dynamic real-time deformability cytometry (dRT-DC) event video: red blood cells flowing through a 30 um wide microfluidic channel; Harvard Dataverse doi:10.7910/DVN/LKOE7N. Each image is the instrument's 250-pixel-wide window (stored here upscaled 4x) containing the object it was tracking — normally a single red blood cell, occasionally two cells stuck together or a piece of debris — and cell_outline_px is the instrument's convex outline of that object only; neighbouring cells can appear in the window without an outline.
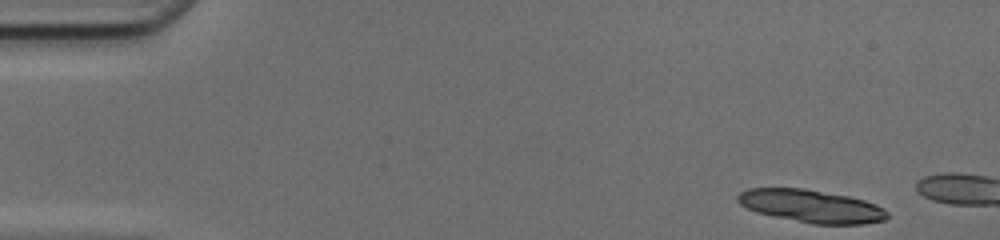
{"species": "common noctule bat (a hibernating species)", "species_latin": "Nyctalus noctula", "temperature_condition": "cold", "stored_images_in_passage": 7, "camera_frame_rate_fps": 3000, "um_per_image_px": 0.085, "animal": {"sex": "female", "body_mass_g": 17.0, "forearm_length_mm": 48.0}, "frame": {"image": 1, "passage_image": 1, "time_ms": 0.0, "image_size_px": [1000, 240], "cell_outline_px": [[888, 216], [884, 220], [864, 224], [812, 224], [756, 212], [740, 204], [736, 200], [736, 196], [740, 192], [748, 188], [804, 188], [848, 196], [864, 200], [876, 204], [884, 208], [888, 212]], "centroid_in_image_um": [68.96, 17.52], "position_along_channel_um": 16.0, "area_um2": 28.55}}